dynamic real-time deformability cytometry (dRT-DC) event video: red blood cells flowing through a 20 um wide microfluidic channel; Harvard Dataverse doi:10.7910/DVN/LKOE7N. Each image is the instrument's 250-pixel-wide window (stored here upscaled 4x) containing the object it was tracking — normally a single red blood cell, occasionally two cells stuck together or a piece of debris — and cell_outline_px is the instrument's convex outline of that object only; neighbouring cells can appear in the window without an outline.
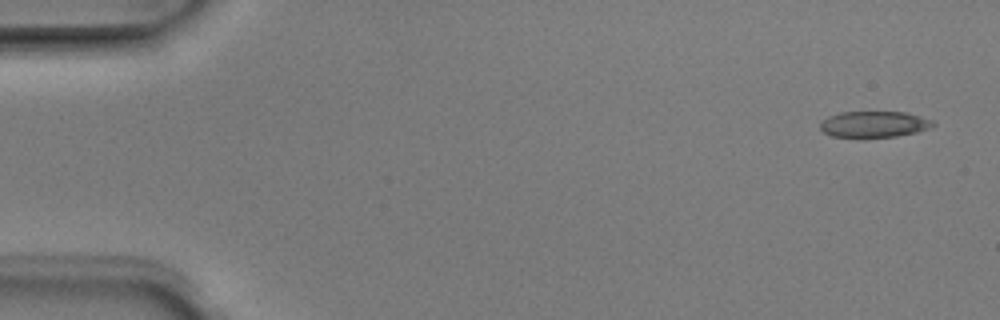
{"species": "Egyptian fruit bat (a non-hibernating species)", "species_latin": "Rousettus aegyptiacus", "temperature_condition": "room temperature", "stored_images_in_passage": 5, "camera_frame_rate_fps": 3000, "um_per_image_px": 0.085, "animal": {"sex": "male"}, "frame": {"image": 1, "passage_image": 1, "time_ms": 0.0, "image_size_px": [1000, 320], "cell_outline_px": [[936, 124], [928, 128], [916, 132], [896, 136], [860, 140], [832, 136], [824, 132], [820, 128], [820, 124], [828, 116], [840, 112], [908, 112], [936, 120]], "centroid_in_image_um": [74.31, 10.59], "position_along_channel_um": 10.7, "area_um2": 17.92}}
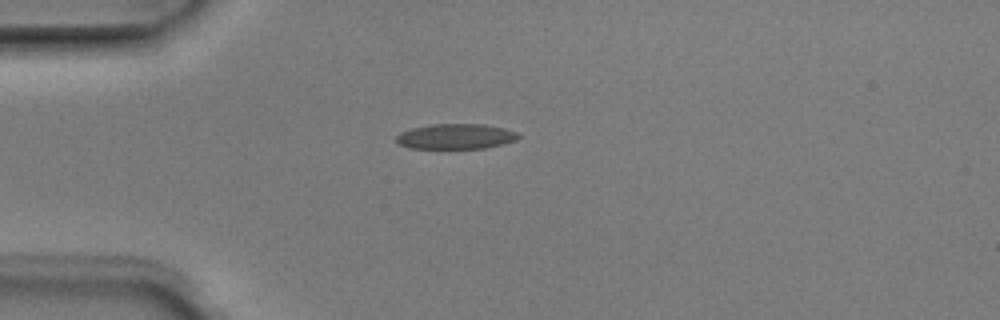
{"frame": {"image": 2, "passage_image": 4, "time_ms": 1.0, "image_size_px": [1000, 320], "cell_outline_px": [[520, 136], [516, 140], [484, 148], [408, 148], [400, 144], [396, 140], [396, 136], [400, 132], [412, 128], [432, 124], [484, 124], [504, 128], [516, 132]], "centroid_in_image_um": [38.72, 11.59], "position_along_channel_um": 46.3, "area_um2": 17.8}}